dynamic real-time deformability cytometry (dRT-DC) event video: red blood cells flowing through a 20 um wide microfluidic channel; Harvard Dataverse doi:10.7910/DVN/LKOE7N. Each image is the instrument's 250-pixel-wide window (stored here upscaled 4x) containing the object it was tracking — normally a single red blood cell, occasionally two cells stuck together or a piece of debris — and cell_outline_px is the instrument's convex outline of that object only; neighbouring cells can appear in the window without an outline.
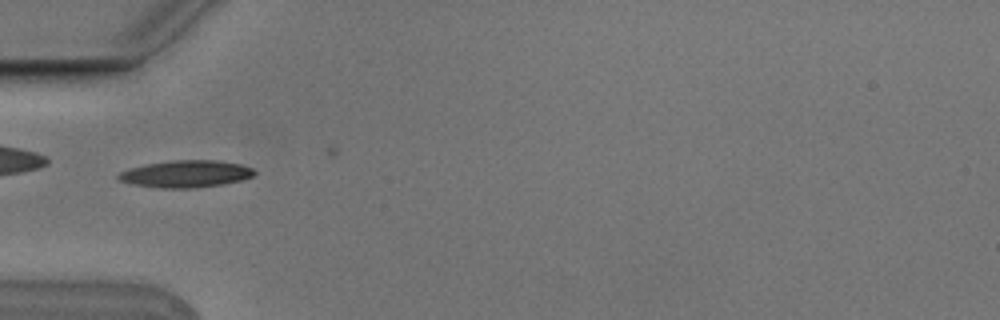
{"species": "Egyptian fruit bat (a non-hibernating species)", "species_latin": "Rousettus aegyptiacus", "temperature_condition": "cold", "stored_images_in_passage": 4, "camera_frame_rate_fps": 3000, "um_per_image_px": 0.085, "animal": {"sex": "male"}, "frame": {"image": 1, "passage_image": 3, "time_ms": 0.667, "image_size_px": [1000, 320], "cell_outline_px": [[256, 172], [252, 176], [240, 180], [220, 184], [196, 188], [160, 188], [132, 184], [116, 180], [116, 176], [120, 172], [132, 168], [148, 164], [172, 160], [220, 160], [240, 164], [252, 168]], "centroid_in_image_um": [15.78, 14.78], "position_along_channel_um": 69.2, "area_um2": 21.33}}